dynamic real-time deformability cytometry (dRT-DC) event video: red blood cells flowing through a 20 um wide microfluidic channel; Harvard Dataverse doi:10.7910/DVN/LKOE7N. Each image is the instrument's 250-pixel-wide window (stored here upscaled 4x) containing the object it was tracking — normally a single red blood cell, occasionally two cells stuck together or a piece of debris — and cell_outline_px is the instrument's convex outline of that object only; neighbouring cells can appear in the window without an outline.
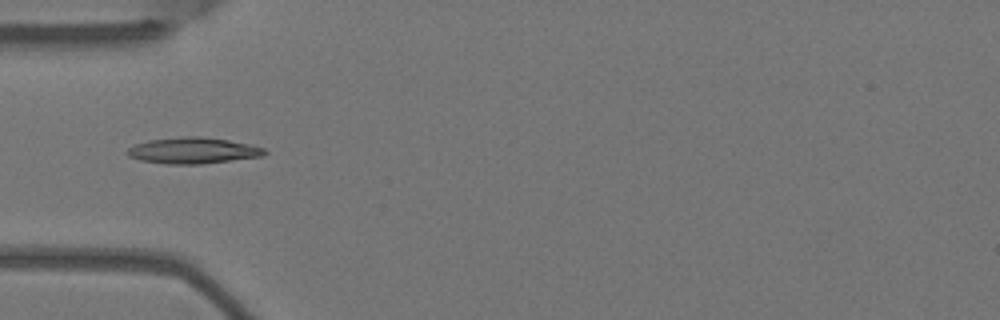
{"species": "Egyptian fruit bat (a non-hibernating species)", "species_latin": "Rousettus aegyptiacus", "temperature_condition": "warm", "stored_images_in_passage": 5, "camera_frame_rate_fps": 3000, "um_per_image_px": 0.085, "animal": {"sex": "female"}, "frame": {"image": 1, "passage_image": 3, "time_ms": 0.667, "image_size_px": [1000, 320], "cell_outline_px": [[268, 152], [264, 156], [200, 164], [164, 164], [140, 160], [128, 156], [128, 148], [136, 144], [148, 140], [184, 136], [200, 136], [228, 140], [252, 144], [264, 148]], "centroid_in_image_um": [16.44, 12.79], "position_along_channel_um": 68.6, "area_um2": 20.98}}
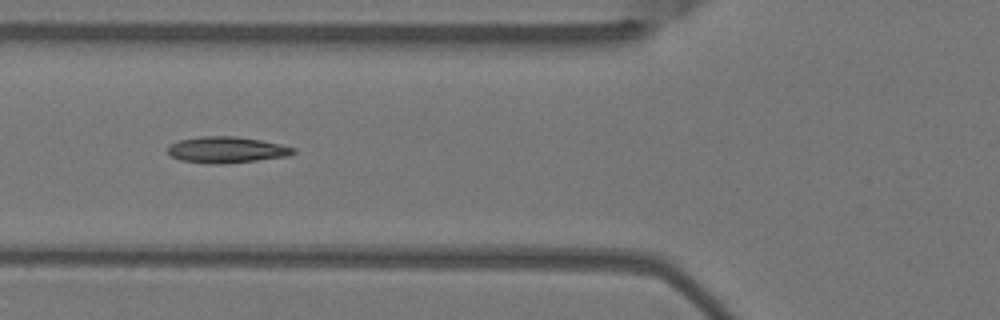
{"frame": {"image": 2, "passage_image": 4, "time_ms": 1.0, "image_size_px": [1000, 320], "cell_outline_px": [[296, 152], [288, 156], [224, 164], [208, 164], [180, 160], [168, 156], [168, 144], [180, 140], [200, 136], [236, 136], [260, 140], [280, 144], [296, 148]], "centroid_in_image_um": [19.22, 12.73], "position_along_channel_um": 106.6, "area_um2": 19.36}}
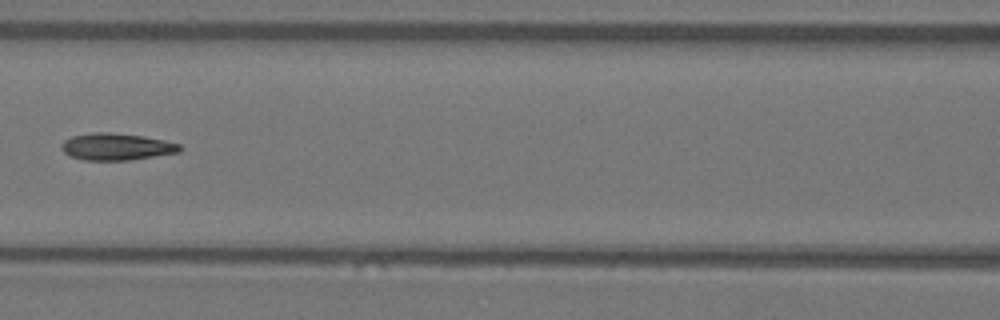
{"frame": {"image": 3, "passage_image": 5, "time_ms": 1.333, "image_size_px": [1000, 320], "cell_outline_px": [[184, 148], [180, 152], [128, 160], [84, 160], [68, 156], [60, 148], [60, 144], [64, 140], [72, 136], [92, 132], [112, 132], [144, 136], [164, 140], [180, 144]], "centroid_in_image_um": [9.88, 12.46], "position_along_channel_um": 156.7, "area_um2": 18.79}}